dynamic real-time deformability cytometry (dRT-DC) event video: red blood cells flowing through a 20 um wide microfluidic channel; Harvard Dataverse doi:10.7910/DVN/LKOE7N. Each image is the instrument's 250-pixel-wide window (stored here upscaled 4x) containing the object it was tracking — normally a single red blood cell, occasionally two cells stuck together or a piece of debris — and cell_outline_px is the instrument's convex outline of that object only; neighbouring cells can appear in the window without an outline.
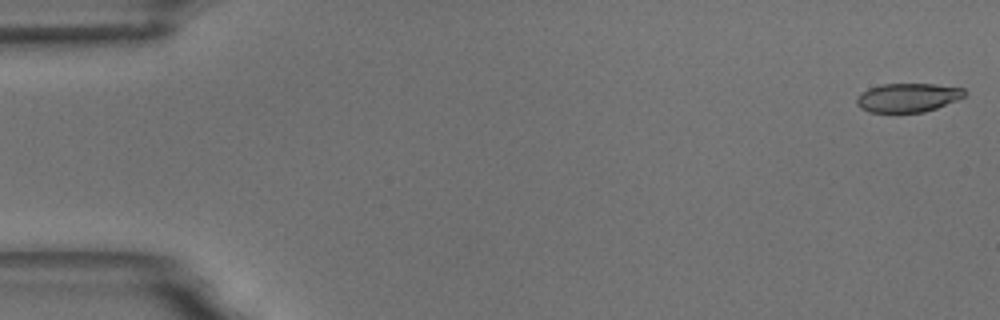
{"species": "common noctule bat (a hibernating species)", "species_latin": "Nyctalus noctula", "temperature_condition": "room temperature", "stored_images_in_passage": 57, "camera_frame_rate_fps": 3000, "um_per_image_px": 0.085, "animal": {"sex": "male", "body_mass_g": 18.8}, "frame": {"image": 1, "passage_image": 1, "time_ms": 0.0, "image_size_px": [1000, 320], "cell_outline_px": [[968, 92], [964, 96], [956, 100], [936, 108], [924, 112], [868, 112], [860, 108], [856, 104], [856, 96], [860, 92], [868, 88], [880, 84], [936, 84], [964, 88]], "centroid_in_image_um": [77.13, 8.29], "position_along_channel_um": 7.9, "area_um2": 18.32}}
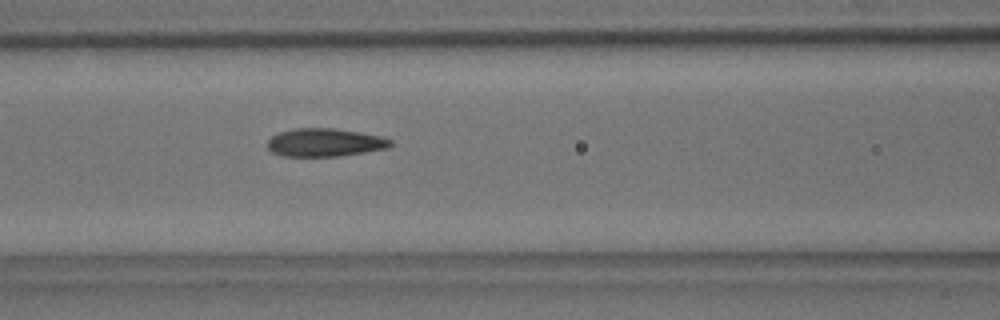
{"frame": {"image": 2, "passage_image": 24, "time_ms": 7.667, "image_size_px": [1000, 320], "cell_outline_px": [[392, 144], [388, 148], [340, 156], [284, 156], [272, 152], [268, 148], [268, 140], [272, 136], [280, 132], [292, 128], [332, 128], [360, 132], [384, 136], [392, 140]], "centroid_in_image_um": [27.64, 12.1], "position_along_channel_um": 139.0, "area_um2": 20.23}}
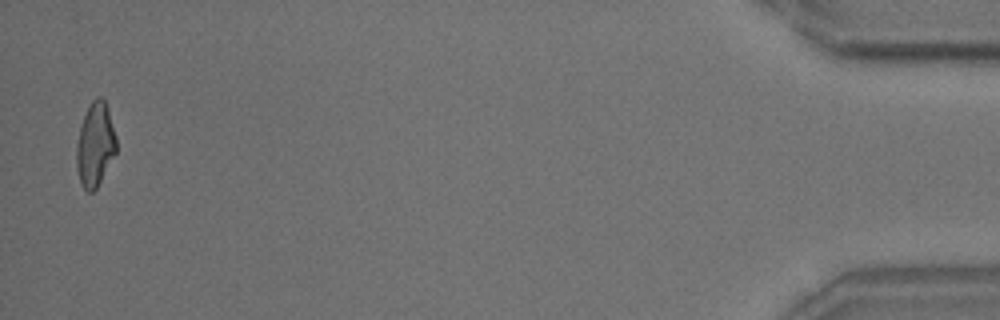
{"frame": {"image": 3, "passage_image": 56, "time_ms": 18.333, "image_size_px": [1000, 320], "cell_outline_px": [[116, 152], [96, 188], [92, 192], [88, 192], [84, 188], [80, 180], [76, 168], [76, 144], [80, 124], [92, 100], [96, 96], [104, 96], [116, 136]], "centroid_in_image_um": [8.08, 12.25], "position_along_channel_um": 427.1, "area_um2": 19.42}, "authors_computed_cell_mechanics": {"area_um2": 19.9988, "velocity_mm_per_s": 3.5346, "shape_relaxation_time_tau1_ms": 5.825, "shape_relaxation_time_tau2_ms": 1.6521, "deformation_change_tau1": 0.194, "deformation_change_tau2": 0.0974}}